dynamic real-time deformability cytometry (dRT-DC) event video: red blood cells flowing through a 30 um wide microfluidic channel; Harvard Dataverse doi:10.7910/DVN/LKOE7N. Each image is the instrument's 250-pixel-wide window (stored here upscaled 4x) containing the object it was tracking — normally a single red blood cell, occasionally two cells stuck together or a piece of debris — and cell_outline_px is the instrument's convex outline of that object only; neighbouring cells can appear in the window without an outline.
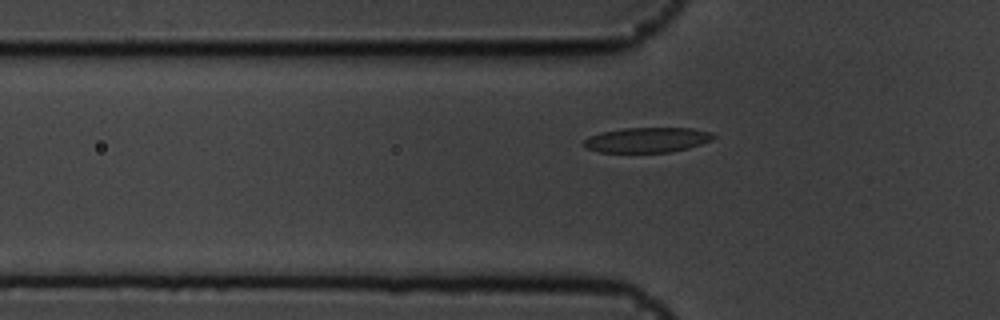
{"species": "common noctule bat (a hibernating species)", "species_latin": "Nyctalus noctula", "temperature_condition": "cold", "stored_images_in_passage": 42, "camera_frame_rate_fps": 3000, "um_per_image_px": 0.085, "animal": {"sex": "male", "body_mass_g": 19.5, "forearm_length_mm": 54.6}, "frame": {"image": 1, "passage_image": 8, "time_ms": 2.333, "image_size_px": [1000, 320], "cell_outline_px": [[716, 136], [712, 140], [688, 148], [668, 152], [600, 152], [584, 148], [580, 144], [588, 136], [600, 132], [624, 128], [692, 128], [712, 132]], "centroid_in_image_um": [54.96, 11.89], "position_along_channel_um": 70.8, "area_um2": 19.07}}
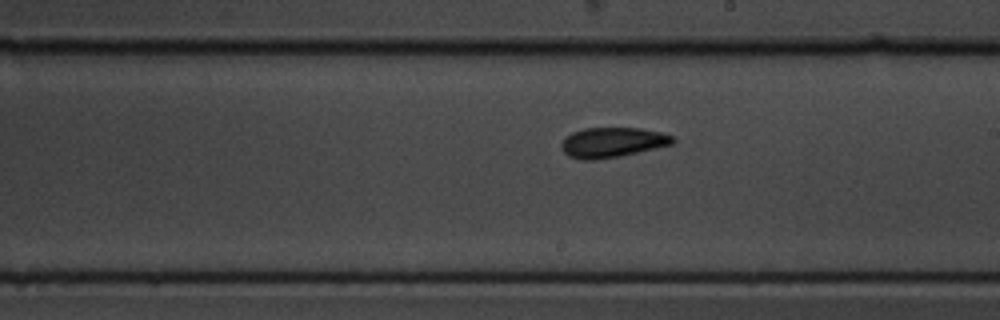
{"frame": {"image": 2, "passage_image": 22, "time_ms": 7.0, "image_size_px": [1000, 320], "cell_outline_px": [[676, 140], [672, 144], [620, 156], [592, 160], [584, 160], [568, 156], [560, 148], [560, 144], [572, 132], [584, 128], [640, 128], [660, 132], [672, 136]], "centroid_in_image_um": [52.03, 12.1], "position_along_channel_um": 237.0, "area_um2": 19.31}}
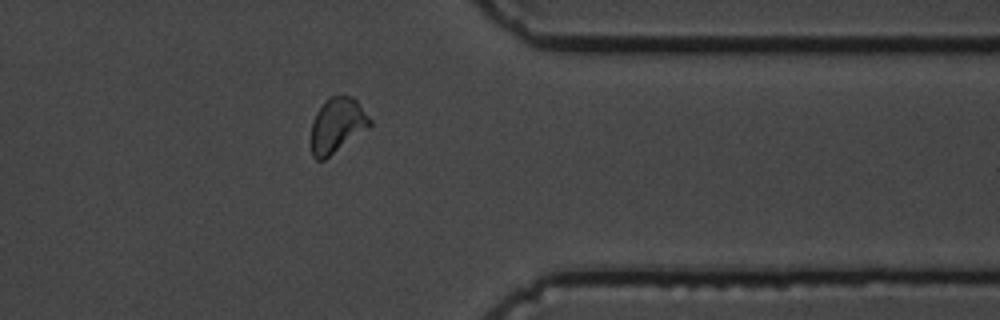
{"frame": {"image": 3, "passage_image": 35, "time_ms": 11.333, "image_size_px": [1000, 320], "cell_outline_px": [[372, 124], [368, 128], [324, 160], [316, 160], [312, 156], [312, 124], [316, 112], [328, 96], [352, 96], [356, 100], [372, 120]], "centroid_in_image_um": [28.66, 10.64], "position_along_channel_um": 382.7, "area_um2": 18.61}}